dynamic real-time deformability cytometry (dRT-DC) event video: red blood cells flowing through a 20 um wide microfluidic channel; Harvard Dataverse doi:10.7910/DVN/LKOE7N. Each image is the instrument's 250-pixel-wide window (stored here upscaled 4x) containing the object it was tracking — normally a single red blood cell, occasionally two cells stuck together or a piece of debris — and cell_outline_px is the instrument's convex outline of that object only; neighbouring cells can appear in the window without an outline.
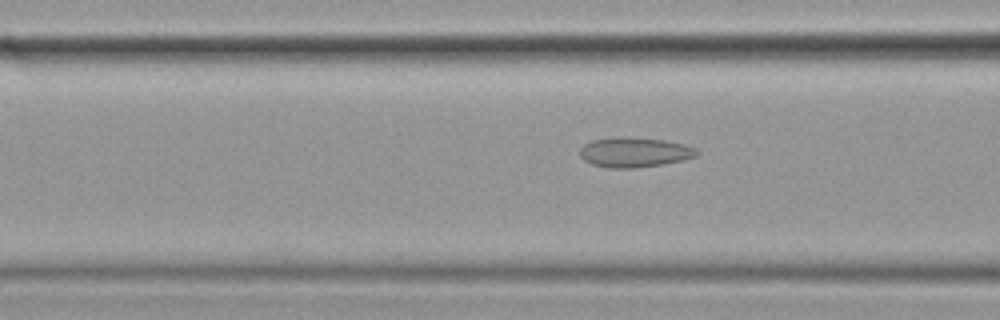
{"species": "common noctule bat (a hibernating species)", "species_latin": "Nyctalus noctula", "temperature_condition": "cold", "stored_images_in_passage": 52, "camera_frame_rate_fps": 3000, "um_per_image_px": 0.085, "animal": {"sex": "female", "body_mass_g": 19.9}, "frame": {"image": 1, "passage_image": 17, "time_ms": 5.333, "image_size_px": [1000, 320], "cell_outline_px": [[696, 156], [664, 164], [632, 168], [608, 168], [592, 164], [584, 160], [580, 156], [580, 148], [584, 144], [592, 140], [664, 140], [684, 144], [696, 148]], "centroid_in_image_um": [53.92, 13.0], "position_along_channel_um": 112.7, "area_um2": 19.19}}
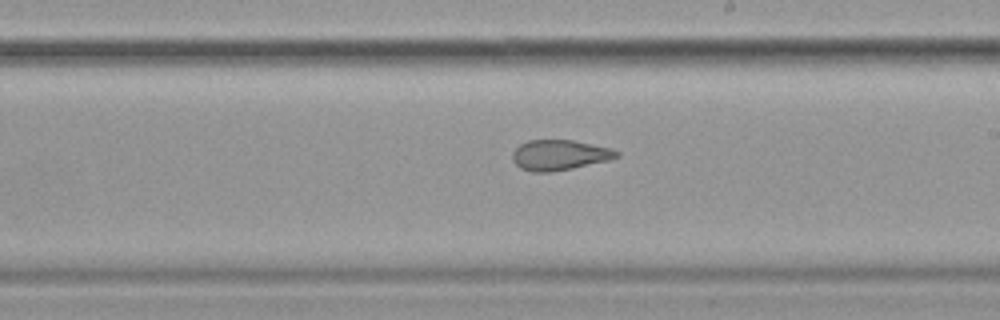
{"frame": {"image": 2, "passage_image": 28, "time_ms": 9.0, "image_size_px": [1000, 320], "cell_outline_px": [[620, 156], [608, 160], [572, 168], [552, 172], [532, 172], [520, 168], [512, 160], [512, 152], [520, 144], [528, 140], [572, 140], [612, 148], [620, 152]], "centroid_in_image_um": [47.55, 13.17], "position_along_channel_um": 241.5, "area_um2": 18.44}}
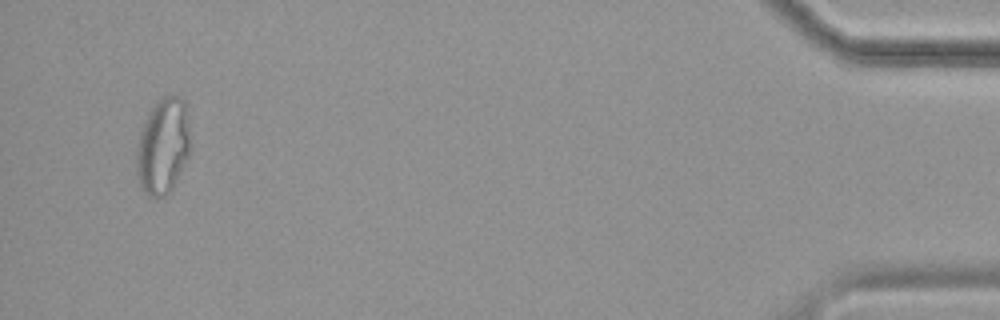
{"frame": {"image": 3, "passage_image": 50, "time_ms": 16.333, "image_size_px": [1000, 320], "cell_outline_px": [[192, 148], [172, 188], [164, 196], [148, 196], [140, 188], [136, 172], [136, 148], [140, 128], [148, 112], [156, 100], [168, 92], [180, 96], [184, 100]], "centroid_in_image_um": [13.83, 12.36], "position_along_channel_um": 421.4, "area_um2": 30.81}, "authors_computed_cell_mechanics": {"area_um2": 22.8021, "velocity_mm_per_s": 3.5269, "shape_relaxation_time_tau1_ms": null, "shape_relaxation_time_tau2_ms": 2.3186, "deformation_change_tau1": null, "deformation_change_tau2": 0.0892}}